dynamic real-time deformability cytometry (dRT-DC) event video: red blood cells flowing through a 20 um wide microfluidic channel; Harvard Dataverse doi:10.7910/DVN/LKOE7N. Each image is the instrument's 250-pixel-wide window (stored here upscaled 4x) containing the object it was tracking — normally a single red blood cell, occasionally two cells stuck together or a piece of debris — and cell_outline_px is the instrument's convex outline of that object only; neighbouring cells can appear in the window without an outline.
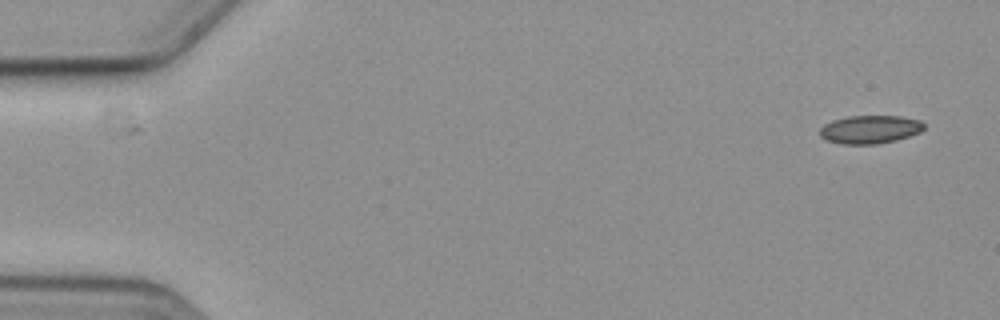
{"species": "common noctule bat (a hibernating species)", "species_latin": "Nyctalus noctula", "temperature_condition": "cold", "stored_images_in_passage": 6, "camera_frame_rate_fps": 3000, "um_per_image_px": 0.085, "animal": {"sex": "female", "body_mass_g": 19.3, "forearm_length_mm": 54.1}, "frame": {"image": 1, "passage_image": 1, "time_ms": 0.0, "image_size_px": [1000, 320], "cell_outline_px": [[924, 128], [920, 132], [896, 140], [880, 144], [840, 144], [824, 140], [820, 136], [820, 128], [824, 124], [832, 120], [848, 116], [900, 116], [920, 120], [924, 124]], "centroid_in_image_um": [73.92, 11.01], "position_along_channel_um": 11.1, "area_um2": 17.28}}
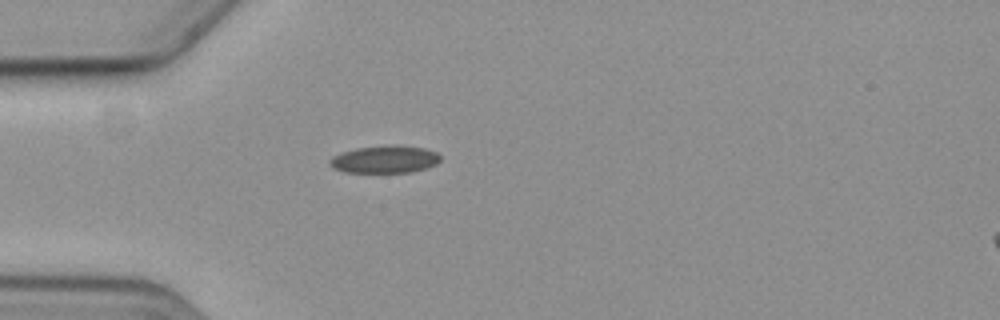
{"frame": {"image": 2, "passage_image": 5, "time_ms": 4.667, "image_size_px": [1000, 320], "cell_outline_px": [[440, 160], [436, 164], [428, 168], [412, 172], [344, 172], [332, 168], [328, 164], [328, 160], [332, 156], [340, 152], [356, 148], [388, 144], [396, 144], [424, 148], [436, 152], [440, 156]], "centroid_in_image_um": [32.67, 13.53], "position_along_channel_um": 52.3, "area_um2": 18.09}}